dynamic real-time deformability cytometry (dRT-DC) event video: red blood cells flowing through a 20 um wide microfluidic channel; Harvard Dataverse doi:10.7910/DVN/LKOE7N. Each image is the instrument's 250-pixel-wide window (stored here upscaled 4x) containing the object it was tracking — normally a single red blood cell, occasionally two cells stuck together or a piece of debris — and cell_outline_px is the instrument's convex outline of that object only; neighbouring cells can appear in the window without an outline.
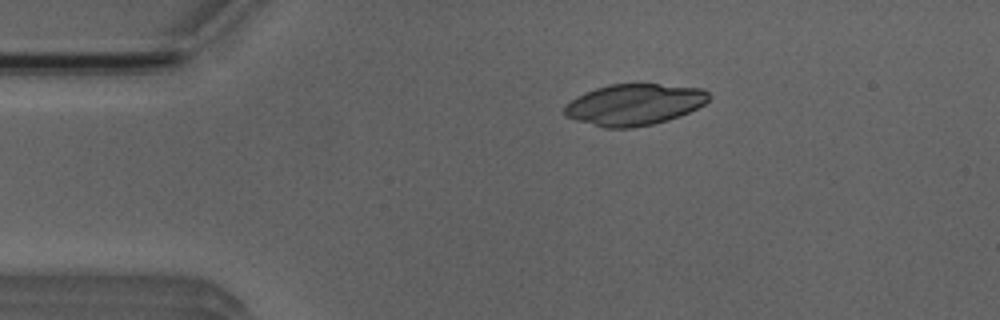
{"species": "Egyptian fruit bat (a non-hibernating species)", "species_latin": "Rousettus aegyptiacus", "temperature_condition": "room temperature", "stored_images_in_passage": 2, "camera_frame_rate_fps": 3000, "um_per_image_px": 0.085, "animal": {"sex": "male"}, "frame": {"image": 1, "passage_image": 1, "time_ms": 0.0, "image_size_px": [1000, 320], "cell_outline_px": [[708, 100], [704, 104], [680, 116], [668, 120], [652, 124], [632, 128], [604, 128], [576, 120], [564, 116], [564, 108], [576, 96], [584, 92], [608, 84], [660, 84], [704, 88], [708, 92]], "centroid_in_image_um": [53.9, 8.89], "position_along_channel_um": 31.1, "area_um2": 34.74}}